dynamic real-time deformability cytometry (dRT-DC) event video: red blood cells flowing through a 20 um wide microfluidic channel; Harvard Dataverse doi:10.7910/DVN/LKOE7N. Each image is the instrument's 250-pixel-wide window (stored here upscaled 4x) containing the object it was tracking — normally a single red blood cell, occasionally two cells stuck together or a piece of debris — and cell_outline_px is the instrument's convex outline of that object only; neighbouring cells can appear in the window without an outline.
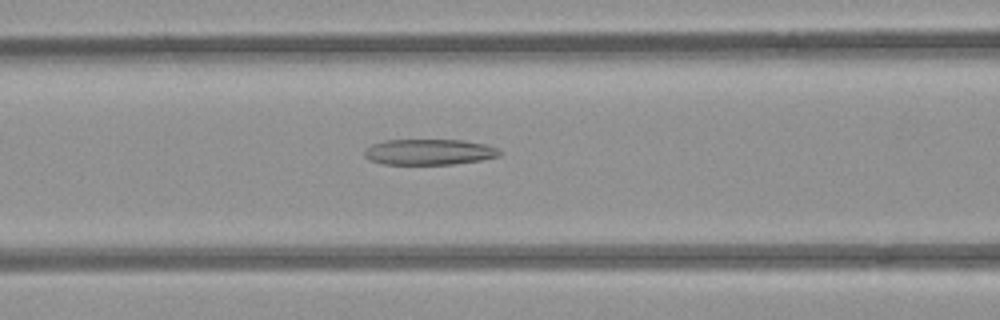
{"species": "common noctule bat (a hibernating species)", "species_latin": "Nyctalus noctula", "temperature_condition": "room temperature", "stored_images_in_passage": 38, "camera_frame_rate_fps": 3000, "um_per_image_px": 0.085, "animal": {"sex": "female", "body_mass_g": 21.9}, "frame": {"image": 1, "passage_image": 10, "time_ms": 3.0, "image_size_px": [1000, 320], "cell_outline_px": [[500, 156], [480, 160], [452, 164], [384, 164], [372, 160], [364, 156], [364, 148], [372, 144], [384, 140], [464, 140], [484, 144], [496, 148], [500, 152]], "centroid_in_image_um": [36.44, 12.91], "position_along_channel_um": 130.2, "area_um2": 20.17}}
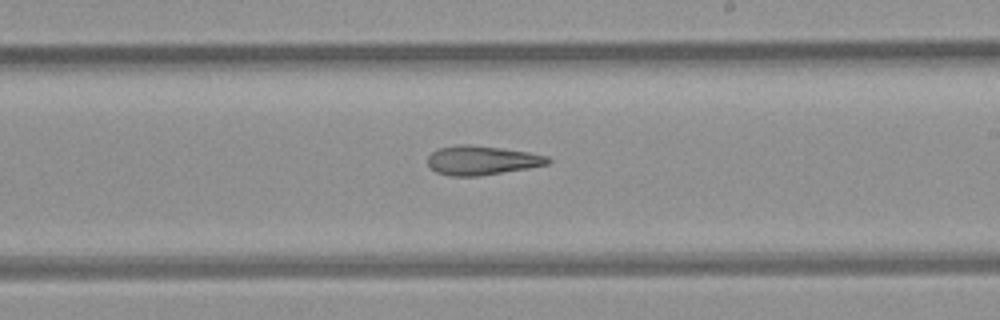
{"frame": {"image": 2, "passage_image": 19, "time_ms": 6.0, "image_size_px": [1000, 320], "cell_outline_px": [[552, 160], [548, 164], [528, 168], [480, 176], [448, 176], [436, 172], [428, 164], [428, 156], [436, 148], [456, 144], [468, 144], [500, 148], [528, 152], [548, 156]], "centroid_in_image_um": [40.93, 13.62], "position_along_channel_um": 248.1, "area_um2": 20.52}}
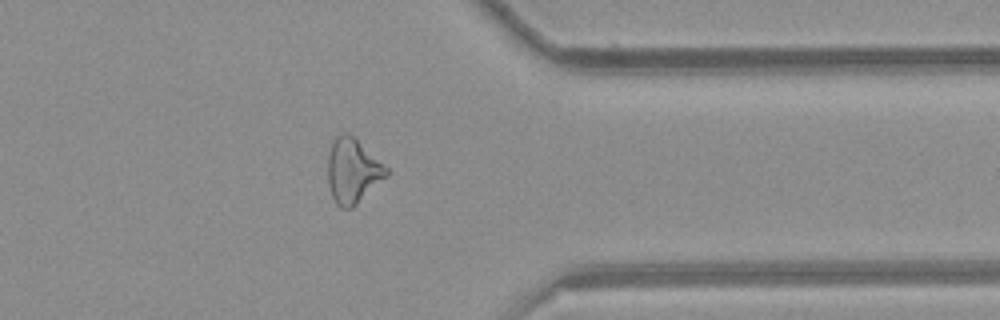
{"frame": {"image": 3, "passage_image": 30, "time_ms": 9.667, "image_size_px": [1000, 320], "cell_outline_px": [[388, 176], [352, 208], [340, 208], [336, 204], [332, 196], [328, 184], [328, 156], [332, 140], [336, 136], [344, 132], [348, 132], [388, 168]], "centroid_in_image_um": [29.96, 14.53], "position_along_channel_um": 381.4, "area_um2": 22.02}}